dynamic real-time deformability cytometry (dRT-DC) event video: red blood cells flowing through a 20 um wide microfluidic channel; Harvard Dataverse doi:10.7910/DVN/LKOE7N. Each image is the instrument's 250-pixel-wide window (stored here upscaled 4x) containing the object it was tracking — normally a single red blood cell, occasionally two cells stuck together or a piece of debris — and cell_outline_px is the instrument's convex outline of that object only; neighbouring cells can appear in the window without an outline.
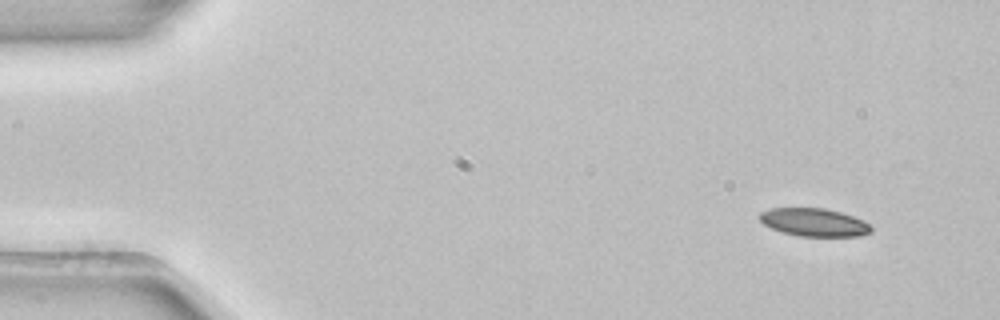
{"species": "common noctule bat (a hibernating species)", "species_latin": "Nyctalus noctula", "temperature_condition": "room temperature", "stored_images_in_passage": 4, "camera_frame_rate_fps": 3000, "um_per_image_px": 0.085, "animal": {"sex": "female", "body_mass_g": 22.7, "forearm_length_mm": 54.2}, "frame": {"image": 1, "passage_image": 1, "time_ms": 0.0, "image_size_px": [1000, 320], "cell_outline_px": [[872, 232], [860, 236], [800, 236], [784, 232], [772, 228], [764, 224], [756, 216], [760, 212], [772, 208], [824, 208], [840, 212], [864, 220], [872, 228]], "centroid_in_image_um": [69.19, 18.89], "position_along_channel_um": 15.8, "area_um2": 18.15}}
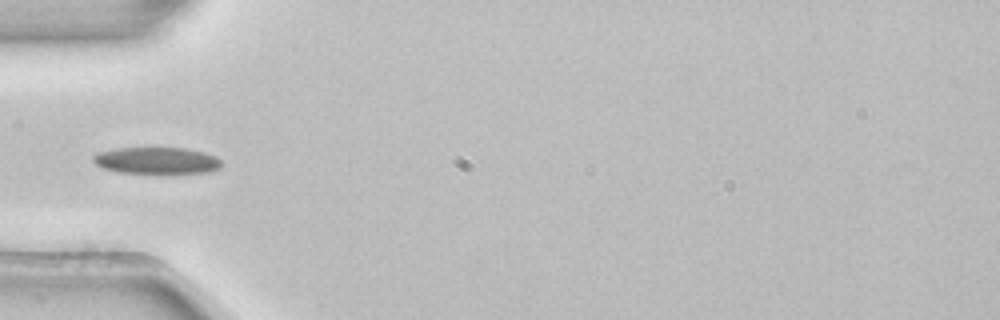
{"frame": {"image": 2, "passage_image": 4, "time_ms": 1.0, "image_size_px": [1000, 320], "cell_outline_px": [[220, 168], [208, 172], [120, 172], [104, 168], [96, 164], [92, 160], [92, 156], [96, 152], [116, 148], [184, 148], [204, 152], [216, 156], [220, 160]], "centroid_in_image_um": [13.29, 13.62], "position_along_channel_um": 71.7, "area_um2": 19.59}}